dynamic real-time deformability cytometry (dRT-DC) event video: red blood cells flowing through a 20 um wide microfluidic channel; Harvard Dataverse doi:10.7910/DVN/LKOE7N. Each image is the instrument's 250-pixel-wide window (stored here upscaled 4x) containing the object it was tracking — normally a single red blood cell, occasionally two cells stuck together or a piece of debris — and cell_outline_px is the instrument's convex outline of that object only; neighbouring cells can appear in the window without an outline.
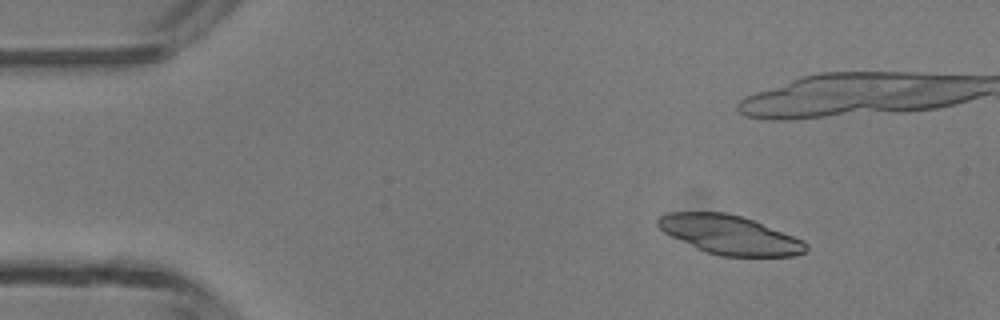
{"species": "common noctule bat (a hibernating species)", "species_latin": "Nyctalus noctula", "temperature_condition": "room temperature", "stored_images_in_passage": 4, "camera_frame_rate_fps": 3000, "um_per_image_px": 0.085, "animal": {"sex": "male", "body_mass_g": 13.3}, "frame": {"image": 1, "passage_image": 2, "time_ms": 1.0, "image_size_px": [1000, 320], "cell_outline_px": [[808, 248], [804, 252], [796, 256], [720, 256], [708, 252], [672, 236], [664, 232], [656, 224], [656, 220], [660, 216], [668, 212], [724, 212], [740, 216], [752, 220], [804, 240], [808, 244]], "centroid_in_image_um": [62.04, 19.95], "position_along_channel_um": 23.0, "area_um2": 33.18}}